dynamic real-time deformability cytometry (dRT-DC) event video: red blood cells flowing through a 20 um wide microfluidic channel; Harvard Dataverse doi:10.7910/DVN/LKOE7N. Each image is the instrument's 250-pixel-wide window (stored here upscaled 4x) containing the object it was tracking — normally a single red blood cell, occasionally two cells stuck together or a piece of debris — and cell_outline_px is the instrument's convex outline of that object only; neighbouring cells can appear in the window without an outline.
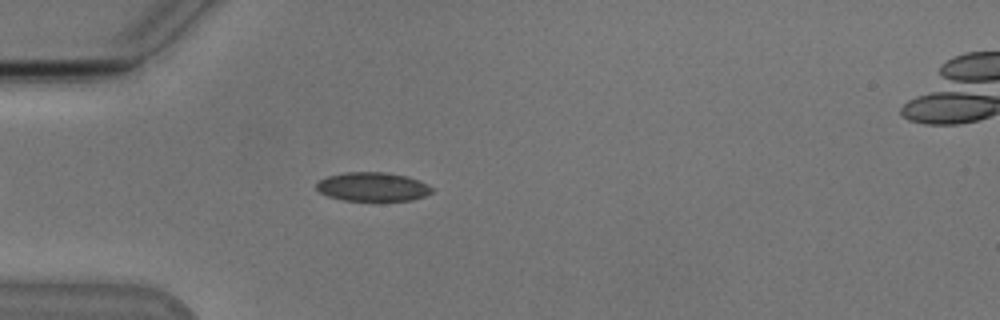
{"species": "Egyptian fruit bat (a non-hibernating species)", "species_latin": "Rousettus aegyptiacus", "temperature_condition": "cold", "stored_images_in_passage": 46, "camera_frame_rate_fps": 3000, "um_per_image_px": 0.085, "animal": {"sex": "male"}, "frame": {"image": 1, "passage_image": 8, "time_ms": 2.333, "image_size_px": [1000, 320], "cell_outline_px": [[432, 192], [424, 196], [412, 200], [344, 200], [328, 196], [320, 192], [316, 188], [316, 184], [320, 180], [328, 176], [344, 172], [384, 172], [408, 176], [420, 180], [428, 184], [432, 188]], "centroid_in_image_um": [31.69, 15.86], "position_along_channel_um": 53.3, "area_um2": 19.36}}
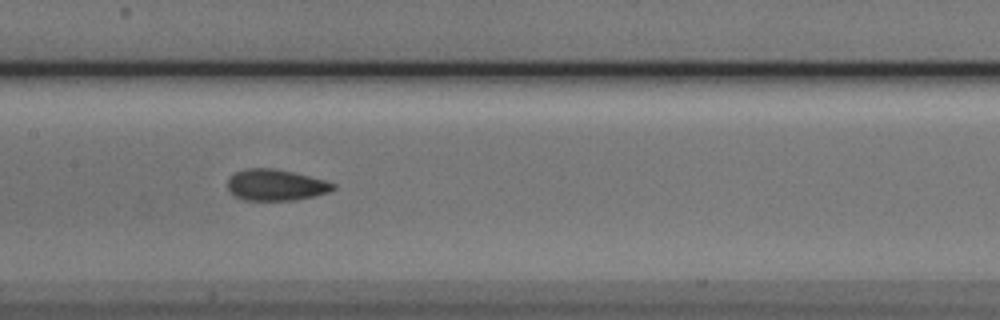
{"frame": {"image": 2, "passage_image": 19, "time_ms": 6.0, "image_size_px": [1000, 320], "cell_outline_px": [[336, 188], [328, 192], [312, 196], [292, 200], [244, 200], [236, 196], [228, 188], [228, 180], [236, 172], [248, 168], [272, 168], [292, 172], [324, 180], [336, 184]], "centroid_in_image_um": [23.45, 15.72], "position_along_channel_um": 184.0, "area_um2": 18.84}}
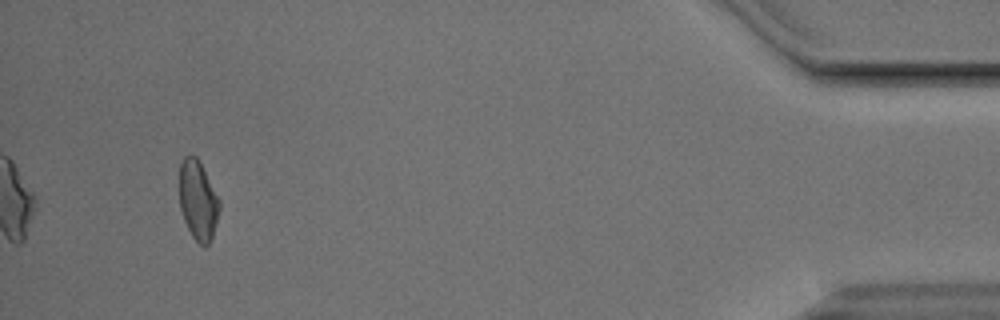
{"frame": {"image": 3, "passage_image": 43, "time_ms": 14.0, "image_size_px": [1000, 320], "cell_outline_px": [[220, 208], [212, 236], [208, 244], [204, 248], [192, 236], [184, 220], [180, 208], [180, 164], [184, 156], [196, 156], [220, 200]], "centroid_in_image_um": [16.83, 17.05], "position_along_channel_um": 418.4, "area_um2": 18.21}, "authors_computed_cell_mechanics": {"area_um2": 18.9006, "velocity_mm_per_s": 3.8298, "shape_relaxation_time_tau1_ms": 5.3028, "shape_relaxation_time_tau2_ms": 1.8228, "deformation_change_tau1": 0.1314, "deformation_change_tau2": 0.0688}}